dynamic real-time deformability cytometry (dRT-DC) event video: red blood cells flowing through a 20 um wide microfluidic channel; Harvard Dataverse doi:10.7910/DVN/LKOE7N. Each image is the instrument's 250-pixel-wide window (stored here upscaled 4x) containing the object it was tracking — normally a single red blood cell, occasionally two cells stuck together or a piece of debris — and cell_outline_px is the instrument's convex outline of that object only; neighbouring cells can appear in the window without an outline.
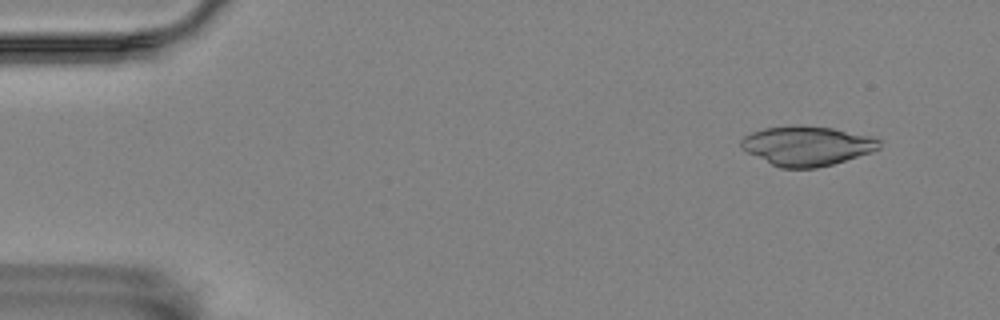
{"species": "Egyptian fruit bat (a non-hibernating species)", "species_latin": "Rousettus aegyptiacus", "temperature_condition": "room temperature", "stored_images_in_passage": 56, "camera_frame_rate_fps": 3000, "um_per_image_px": 0.085, "animal": {"sex": "female"}, "frame": {"image": 1, "passage_image": 5, "time_ms": 1.333, "image_size_px": [1000, 320], "cell_outline_px": [[880, 148], [872, 152], [832, 164], [816, 168], [780, 168], [740, 148], [740, 140], [744, 136], [752, 132], [764, 128], [832, 128], [872, 136], [880, 140]], "centroid_in_image_um": [68.61, 12.43], "position_along_channel_um": 16.4, "area_um2": 30.87}}